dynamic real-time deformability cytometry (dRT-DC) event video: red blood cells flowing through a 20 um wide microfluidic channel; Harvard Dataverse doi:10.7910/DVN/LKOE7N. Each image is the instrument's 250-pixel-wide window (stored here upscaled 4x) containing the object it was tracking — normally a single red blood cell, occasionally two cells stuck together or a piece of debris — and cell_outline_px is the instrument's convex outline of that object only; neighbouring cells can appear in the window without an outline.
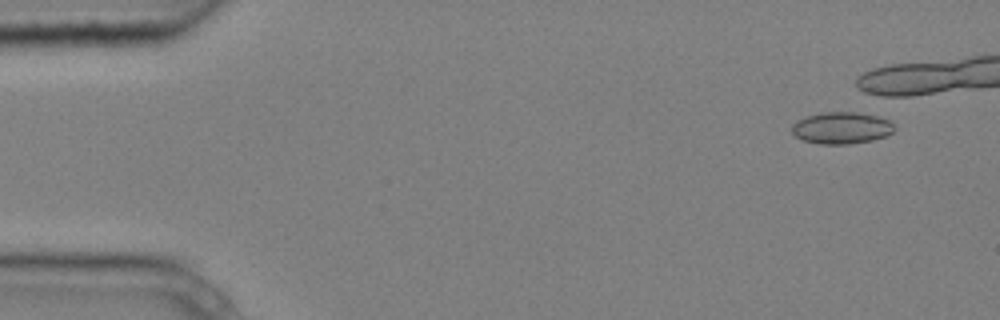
{"species": "common noctule bat (a hibernating species)", "species_latin": "Nyctalus noctula", "temperature_condition": "cold", "stored_images_in_passage": 8, "camera_frame_rate_fps": 3000, "um_per_image_px": 0.085, "animal": {"sex": "male", "body_mass_g": 20.4}, "frame": {"image": 1, "passage_image": 1, "time_ms": 0.0, "image_size_px": [1000, 320], "cell_outline_px": [[896, 128], [892, 132], [884, 136], [872, 140], [848, 144], [820, 144], [804, 140], [796, 136], [792, 132], [792, 124], [804, 116], [820, 112], [856, 112], [876, 116], [888, 120]], "centroid_in_image_um": [71.5, 10.86], "position_along_channel_um": 13.5, "area_um2": 18.9}}
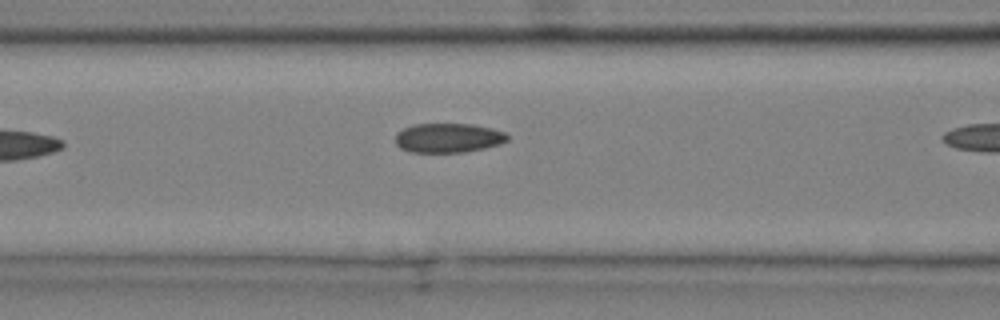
{"frame": {"image": 2, "passage_image": 6, "time_ms": 1.667, "image_size_px": [1000, 320], "cell_outline_px": [[508, 140], [500, 144], [484, 148], [464, 152], [408, 152], [400, 148], [396, 144], [396, 132], [404, 128], [416, 124], [472, 124], [492, 128], [508, 132]], "centroid_in_image_um": [38.12, 11.72], "position_along_channel_um": 128.5, "area_um2": 19.31}}